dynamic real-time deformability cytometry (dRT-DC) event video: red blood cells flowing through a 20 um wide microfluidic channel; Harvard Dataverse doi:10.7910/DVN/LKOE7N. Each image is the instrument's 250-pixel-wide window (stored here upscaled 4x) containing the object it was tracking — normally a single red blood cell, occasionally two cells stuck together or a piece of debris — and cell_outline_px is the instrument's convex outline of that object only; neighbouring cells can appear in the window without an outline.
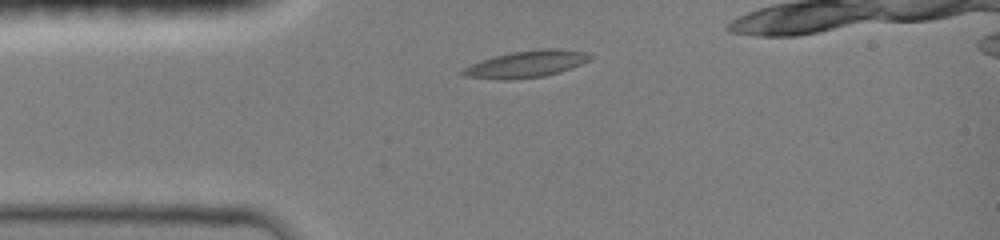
{"species": "common noctule bat (a hibernating species)", "species_latin": "Nyctalus noctula", "temperature_condition": "room temperature", "stored_images_in_passage": 34, "segment_of_instrument_passage": [1, 2], "camera_frame_rate_fps": 3000, "um_per_image_px": 0.085, "animal": {"sex": "female", "body_mass_g": 19.0, "forearm_length_mm": 51.5}, "frame": {"image": 1, "passage_image": 2, "time_ms": 0.333, "image_size_px": [1000, 240], "cell_outline_px": [[596, 56], [592, 60], [544, 76], [504, 80], [464, 76], [460, 72], [464, 68], [472, 64], [496, 56], [512, 52], [540, 48], [560, 48], [588, 52]], "centroid_in_image_um": [44.81, 5.42], "position_along_channel_um": 40.2, "area_um2": 19.71}}
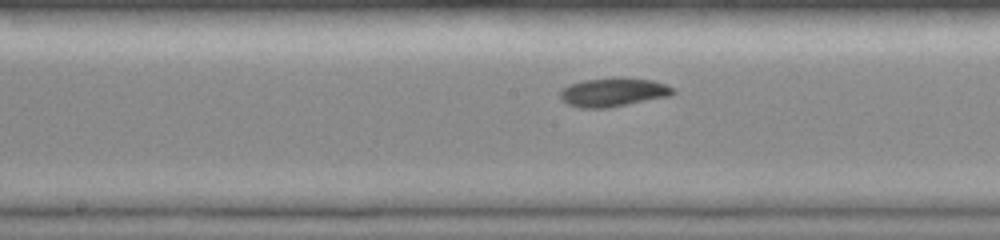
{"frame": {"image": 2, "passage_image": 15, "time_ms": 4.667, "image_size_px": [1000, 240], "cell_outline_px": [[676, 92], [668, 96], [608, 108], [580, 108], [568, 104], [560, 100], [560, 92], [568, 84], [584, 80], [652, 80], [664, 84], [672, 88]], "centroid_in_image_um": [52.06, 7.89], "position_along_channel_um": 196.1, "area_um2": 18.03}}
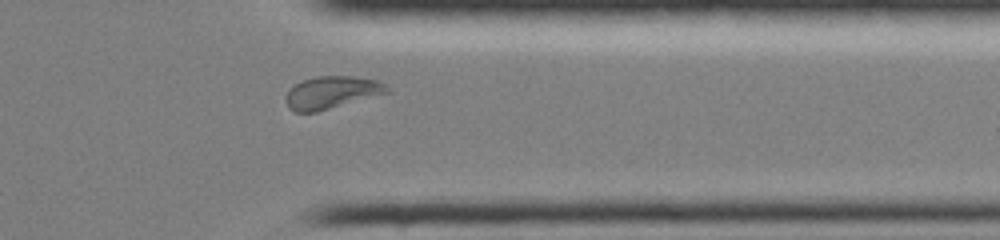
{"frame": {"image": 3, "passage_image": 29, "time_ms": 9.333, "image_size_px": [1000, 240], "cell_outline_px": [[388, 92], [316, 112], [296, 112], [288, 108], [288, 92], [296, 84], [304, 80], [316, 76], [356, 76], [376, 80], [384, 84], [388, 88]], "centroid_in_image_um": [28.2, 7.85], "position_along_channel_um": 383.2, "area_um2": 18.55}}